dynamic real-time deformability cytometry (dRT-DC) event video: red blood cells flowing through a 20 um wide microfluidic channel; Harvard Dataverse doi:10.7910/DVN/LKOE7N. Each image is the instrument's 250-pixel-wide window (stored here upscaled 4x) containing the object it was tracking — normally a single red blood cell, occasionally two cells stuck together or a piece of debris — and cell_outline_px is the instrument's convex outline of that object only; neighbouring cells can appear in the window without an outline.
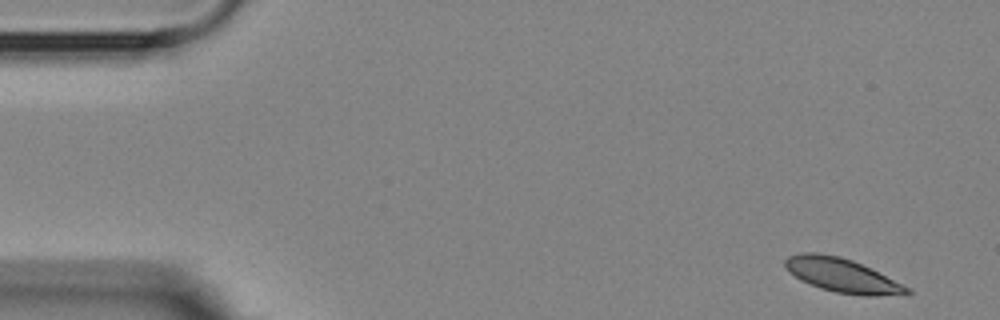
{"species": "Egyptian fruit bat (a non-hibernating species)", "species_latin": "Rousettus aegyptiacus", "temperature_condition": "room temperature", "stored_images_in_passage": 4, "camera_frame_rate_fps": 3000, "um_per_image_px": 0.085, "animal": {"sex": "female"}, "frame": {"image": 1, "passage_image": 1, "time_ms": 0.0, "image_size_px": [1000, 320], "cell_outline_px": [[912, 292], [908, 296], [864, 296], [836, 292], [820, 288], [800, 280], [788, 272], [784, 268], [784, 260], [788, 256], [800, 252], [816, 252], [840, 256], [852, 260], [912, 288]], "centroid_in_image_um": [71.6, 23.42], "position_along_channel_um": 13.4, "area_um2": 24.57}}
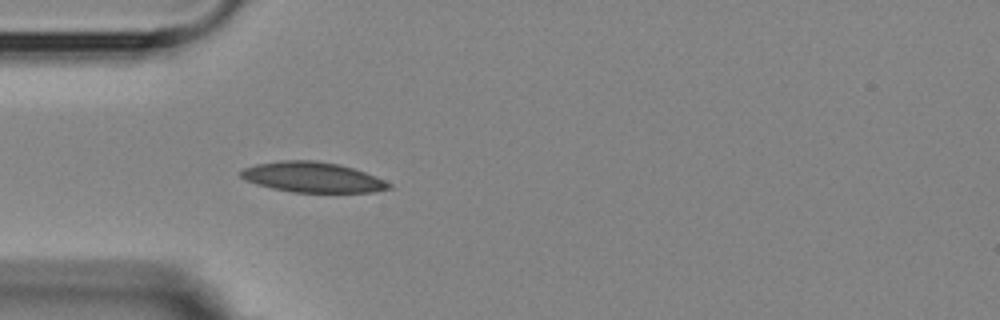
{"frame": {"image": 2, "passage_image": 4, "time_ms": 4.333, "image_size_px": [1000, 320], "cell_outline_px": [[392, 188], [372, 192], [292, 192], [272, 188], [256, 184], [244, 180], [240, 176], [240, 172], [244, 168], [256, 164], [280, 160], [316, 160], [340, 164], [364, 172], [384, 180], [392, 184]], "centroid_in_image_um": [26.54, 15.06], "position_along_channel_um": 58.5, "area_um2": 26.13}}